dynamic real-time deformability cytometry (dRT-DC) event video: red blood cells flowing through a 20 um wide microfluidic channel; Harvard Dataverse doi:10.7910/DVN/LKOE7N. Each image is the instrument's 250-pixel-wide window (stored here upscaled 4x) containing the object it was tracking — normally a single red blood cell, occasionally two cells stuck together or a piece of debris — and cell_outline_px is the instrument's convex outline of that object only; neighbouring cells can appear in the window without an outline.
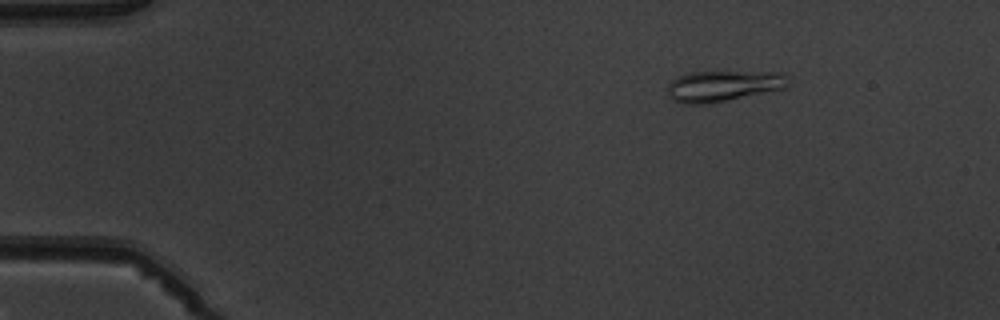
{"species": "common noctule bat (a hibernating species)", "species_latin": "Nyctalus noctula", "temperature_condition": "warm", "stored_images_in_passage": 7, "camera_frame_rate_fps": 3000, "um_per_image_px": 0.085, "animal": {"sex": "male", "body_mass_g": 19.5, "forearm_length_mm": 54.6}, "frame": {"image": 1, "passage_image": 3, "time_ms": 2.333, "image_size_px": [1000, 320], "cell_outline_px": [[788, 88], [708, 104], [684, 104], [672, 100], [668, 96], [668, 84], [676, 76], [688, 72], [784, 72], [788, 84]], "centroid_in_image_um": [61.45, 7.31], "position_along_channel_um": 23.5, "area_um2": 21.96}}
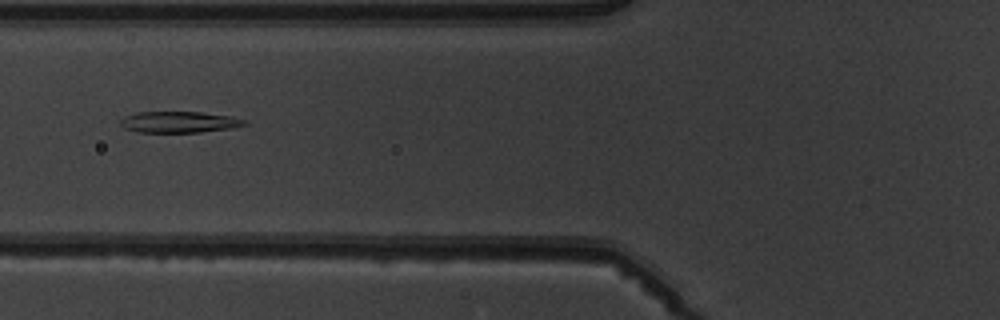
{"frame": {"image": 2, "passage_image": 6, "time_ms": 6.667, "image_size_px": [1000, 320], "cell_outline_px": [[248, 124], [232, 128], [200, 132], [136, 132], [124, 128], [120, 124], [120, 120], [124, 116], [136, 112], [200, 112], [232, 116], [244, 120]], "centroid_in_image_um": [15.2, 10.37], "position_along_channel_um": 110.6, "area_um2": 15.37}}
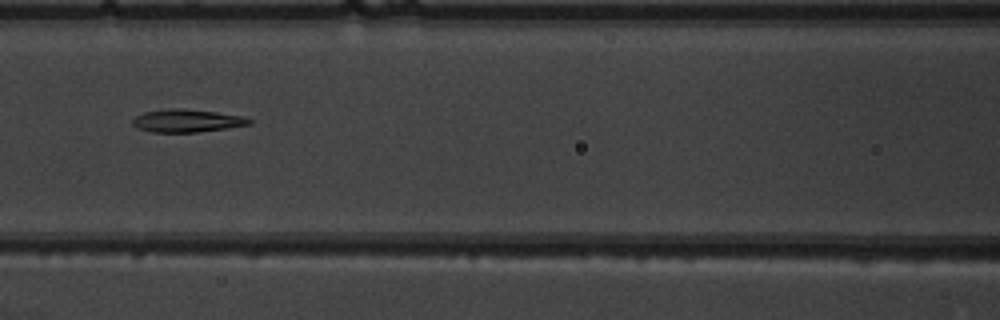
{"frame": {"image": 3, "passage_image": 7, "time_ms": 7.667, "image_size_px": [1000, 320], "cell_outline_px": [[252, 124], [196, 132], [152, 132], [136, 128], [132, 124], [132, 120], [136, 116], [144, 112], [172, 108], [180, 108], [216, 112], [240, 116], [252, 120]], "centroid_in_image_um": [15.84, 10.26], "position_along_channel_um": 150.8, "area_um2": 15.32}}